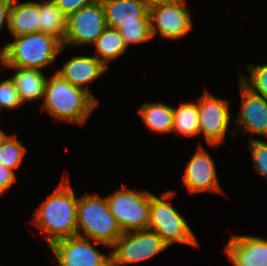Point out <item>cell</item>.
<instances>
[{
	"instance_id": "obj_1",
	"label": "cell",
	"mask_w": 267,
	"mask_h": 266,
	"mask_svg": "<svg viewBox=\"0 0 267 266\" xmlns=\"http://www.w3.org/2000/svg\"><path fill=\"white\" fill-rule=\"evenodd\" d=\"M77 206L74 190L68 179H63L34 211L33 223L42 230L40 232L49 246L57 240L77 235Z\"/></svg>"
},
{
	"instance_id": "obj_2",
	"label": "cell",
	"mask_w": 267,
	"mask_h": 266,
	"mask_svg": "<svg viewBox=\"0 0 267 266\" xmlns=\"http://www.w3.org/2000/svg\"><path fill=\"white\" fill-rule=\"evenodd\" d=\"M98 106V100L85 89L71 85L57 72L45 85L44 109L55 121L84 124L93 110Z\"/></svg>"
},
{
	"instance_id": "obj_3",
	"label": "cell",
	"mask_w": 267,
	"mask_h": 266,
	"mask_svg": "<svg viewBox=\"0 0 267 266\" xmlns=\"http://www.w3.org/2000/svg\"><path fill=\"white\" fill-rule=\"evenodd\" d=\"M64 50L62 41L42 32L15 36V40L1 47L4 66L41 70L54 63Z\"/></svg>"
},
{
	"instance_id": "obj_4",
	"label": "cell",
	"mask_w": 267,
	"mask_h": 266,
	"mask_svg": "<svg viewBox=\"0 0 267 266\" xmlns=\"http://www.w3.org/2000/svg\"><path fill=\"white\" fill-rule=\"evenodd\" d=\"M84 231V236L79 230ZM77 235L112 247L122 235L114 216L111 214L106 197L85 194L78 199ZM86 236V237H85Z\"/></svg>"
},
{
	"instance_id": "obj_5",
	"label": "cell",
	"mask_w": 267,
	"mask_h": 266,
	"mask_svg": "<svg viewBox=\"0 0 267 266\" xmlns=\"http://www.w3.org/2000/svg\"><path fill=\"white\" fill-rule=\"evenodd\" d=\"M174 195L175 191L169 190L151 197L147 229L156 232L169 247L175 242L200 247L184 217L171 205Z\"/></svg>"
},
{
	"instance_id": "obj_6",
	"label": "cell",
	"mask_w": 267,
	"mask_h": 266,
	"mask_svg": "<svg viewBox=\"0 0 267 266\" xmlns=\"http://www.w3.org/2000/svg\"><path fill=\"white\" fill-rule=\"evenodd\" d=\"M153 194L123 187L106 197L108 207L122 233L146 230L149 223V208Z\"/></svg>"
},
{
	"instance_id": "obj_7",
	"label": "cell",
	"mask_w": 267,
	"mask_h": 266,
	"mask_svg": "<svg viewBox=\"0 0 267 266\" xmlns=\"http://www.w3.org/2000/svg\"><path fill=\"white\" fill-rule=\"evenodd\" d=\"M169 246L149 229L124 232L112 246L111 266H124L151 259Z\"/></svg>"
},
{
	"instance_id": "obj_8",
	"label": "cell",
	"mask_w": 267,
	"mask_h": 266,
	"mask_svg": "<svg viewBox=\"0 0 267 266\" xmlns=\"http://www.w3.org/2000/svg\"><path fill=\"white\" fill-rule=\"evenodd\" d=\"M106 28L105 10L102 1L97 0L67 17L63 47L66 48V45L93 46Z\"/></svg>"
},
{
	"instance_id": "obj_9",
	"label": "cell",
	"mask_w": 267,
	"mask_h": 266,
	"mask_svg": "<svg viewBox=\"0 0 267 266\" xmlns=\"http://www.w3.org/2000/svg\"><path fill=\"white\" fill-rule=\"evenodd\" d=\"M228 101L207 90L198 100L199 135L203 134L211 147H217L225 141L231 118Z\"/></svg>"
},
{
	"instance_id": "obj_10",
	"label": "cell",
	"mask_w": 267,
	"mask_h": 266,
	"mask_svg": "<svg viewBox=\"0 0 267 266\" xmlns=\"http://www.w3.org/2000/svg\"><path fill=\"white\" fill-rule=\"evenodd\" d=\"M59 266H111V256L100 253L88 238H63L50 246Z\"/></svg>"
},
{
	"instance_id": "obj_11",
	"label": "cell",
	"mask_w": 267,
	"mask_h": 266,
	"mask_svg": "<svg viewBox=\"0 0 267 266\" xmlns=\"http://www.w3.org/2000/svg\"><path fill=\"white\" fill-rule=\"evenodd\" d=\"M184 3L185 0H176L149 10L152 37L158 32L163 38L174 40L191 31L192 17Z\"/></svg>"
},
{
	"instance_id": "obj_12",
	"label": "cell",
	"mask_w": 267,
	"mask_h": 266,
	"mask_svg": "<svg viewBox=\"0 0 267 266\" xmlns=\"http://www.w3.org/2000/svg\"><path fill=\"white\" fill-rule=\"evenodd\" d=\"M183 184L190 194L208 191L225 195L218 181L215 162L201 145L185 165Z\"/></svg>"
},
{
	"instance_id": "obj_13",
	"label": "cell",
	"mask_w": 267,
	"mask_h": 266,
	"mask_svg": "<svg viewBox=\"0 0 267 266\" xmlns=\"http://www.w3.org/2000/svg\"><path fill=\"white\" fill-rule=\"evenodd\" d=\"M241 108L234 124L242 130L267 137V99L253 93L239 81Z\"/></svg>"
},
{
	"instance_id": "obj_14",
	"label": "cell",
	"mask_w": 267,
	"mask_h": 266,
	"mask_svg": "<svg viewBox=\"0 0 267 266\" xmlns=\"http://www.w3.org/2000/svg\"><path fill=\"white\" fill-rule=\"evenodd\" d=\"M225 252L233 266H267V239L231 235Z\"/></svg>"
},
{
	"instance_id": "obj_15",
	"label": "cell",
	"mask_w": 267,
	"mask_h": 266,
	"mask_svg": "<svg viewBox=\"0 0 267 266\" xmlns=\"http://www.w3.org/2000/svg\"><path fill=\"white\" fill-rule=\"evenodd\" d=\"M107 69L108 67L95 56L75 55L55 72L71 85L83 88L93 96L89 90V84L104 74Z\"/></svg>"
},
{
	"instance_id": "obj_16",
	"label": "cell",
	"mask_w": 267,
	"mask_h": 266,
	"mask_svg": "<svg viewBox=\"0 0 267 266\" xmlns=\"http://www.w3.org/2000/svg\"><path fill=\"white\" fill-rule=\"evenodd\" d=\"M107 27L118 29L122 24L150 19L149 10L142 0H101Z\"/></svg>"
},
{
	"instance_id": "obj_17",
	"label": "cell",
	"mask_w": 267,
	"mask_h": 266,
	"mask_svg": "<svg viewBox=\"0 0 267 266\" xmlns=\"http://www.w3.org/2000/svg\"><path fill=\"white\" fill-rule=\"evenodd\" d=\"M4 68L15 70L11 79L14 82L23 105L26 102H34L44 98L45 85L48 77L41 70L14 66H4Z\"/></svg>"
},
{
	"instance_id": "obj_18",
	"label": "cell",
	"mask_w": 267,
	"mask_h": 266,
	"mask_svg": "<svg viewBox=\"0 0 267 266\" xmlns=\"http://www.w3.org/2000/svg\"><path fill=\"white\" fill-rule=\"evenodd\" d=\"M13 0L9 11L8 29L13 37L39 32V2L17 3Z\"/></svg>"
},
{
	"instance_id": "obj_19",
	"label": "cell",
	"mask_w": 267,
	"mask_h": 266,
	"mask_svg": "<svg viewBox=\"0 0 267 266\" xmlns=\"http://www.w3.org/2000/svg\"><path fill=\"white\" fill-rule=\"evenodd\" d=\"M143 123L157 133H170L173 129V107L161 102L144 103L138 109Z\"/></svg>"
},
{
	"instance_id": "obj_20",
	"label": "cell",
	"mask_w": 267,
	"mask_h": 266,
	"mask_svg": "<svg viewBox=\"0 0 267 266\" xmlns=\"http://www.w3.org/2000/svg\"><path fill=\"white\" fill-rule=\"evenodd\" d=\"M39 32L51 34L62 42L67 30V17L54 0L39 2Z\"/></svg>"
},
{
	"instance_id": "obj_21",
	"label": "cell",
	"mask_w": 267,
	"mask_h": 266,
	"mask_svg": "<svg viewBox=\"0 0 267 266\" xmlns=\"http://www.w3.org/2000/svg\"><path fill=\"white\" fill-rule=\"evenodd\" d=\"M93 45L97 51V55L94 56L108 68V63L122 56L127 49L118 29L110 27L102 32Z\"/></svg>"
},
{
	"instance_id": "obj_22",
	"label": "cell",
	"mask_w": 267,
	"mask_h": 266,
	"mask_svg": "<svg viewBox=\"0 0 267 266\" xmlns=\"http://www.w3.org/2000/svg\"><path fill=\"white\" fill-rule=\"evenodd\" d=\"M177 135L193 137L199 135L198 104L194 102L180 103L179 107L173 108V129Z\"/></svg>"
},
{
	"instance_id": "obj_23",
	"label": "cell",
	"mask_w": 267,
	"mask_h": 266,
	"mask_svg": "<svg viewBox=\"0 0 267 266\" xmlns=\"http://www.w3.org/2000/svg\"><path fill=\"white\" fill-rule=\"evenodd\" d=\"M26 148L15 136H8L0 146V163L11 170L20 167L25 156Z\"/></svg>"
},
{
	"instance_id": "obj_24",
	"label": "cell",
	"mask_w": 267,
	"mask_h": 266,
	"mask_svg": "<svg viewBox=\"0 0 267 266\" xmlns=\"http://www.w3.org/2000/svg\"><path fill=\"white\" fill-rule=\"evenodd\" d=\"M118 31L127 48L130 44H141L153 38L150 19H138V23L122 24Z\"/></svg>"
},
{
	"instance_id": "obj_25",
	"label": "cell",
	"mask_w": 267,
	"mask_h": 266,
	"mask_svg": "<svg viewBox=\"0 0 267 266\" xmlns=\"http://www.w3.org/2000/svg\"><path fill=\"white\" fill-rule=\"evenodd\" d=\"M250 77L239 74V81L250 91L267 99V64L246 65Z\"/></svg>"
},
{
	"instance_id": "obj_26",
	"label": "cell",
	"mask_w": 267,
	"mask_h": 266,
	"mask_svg": "<svg viewBox=\"0 0 267 266\" xmlns=\"http://www.w3.org/2000/svg\"><path fill=\"white\" fill-rule=\"evenodd\" d=\"M248 146L255 171L264 176L267 181V142L250 137Z\"/></svg>"
},
{
	"instance_id": "obj_27",
	"label": "cell",
	"mask_w": 267,
	"mask_h": 266,
	"mask_svg": "<svg viewBox=\"0 0 267 266\" xmlns=\"http://www.w3.org/2000/svg\"><path fill=\"white\" fill-rule=\"evenodd\" d=\"M23 103L11 78L0 82V111L4 109H17Z\"/></svg>"
},
{
	"instance_id": "obj_28",
	"label": "cell",
	"mask_w": 267,
	"mask_h": 266,
	"mask_svg": "<svg viewBox=\"0 0 267 266\" xmlns=\"http://www.w3.org/2000/svg\"><path fill=\"white\" fill-rule=\"evenodd\" d=\"M96 1L97 0H54L57 7L66 15V17Z\"/></svg>"
},
{
	"instance_id": "obj_29",
	"label": "cell",
	"mask_w": 267,
	"mask_h": 266,
	"mask_svg": "<svg viewBox=\"0 0 267 266\" xmlns=\"http://www.w3.org/2000/svg\"><path fill=\"white\" fill-rule=\"evenodd\" d=\"M15 172L9 168L4 167L0 163V195L8 190L12 184L17 180Z\"/></svg>"
},
{
	"instance_id": "obj_30",
	"label": "cell",
	"mask_w": 267,
	"mask_h": 266,
	"mask_svg": "<svg viewBox=\"0 0 267 266\" xmlns=\"http://www.w3.org/2000/svg\"><path fill=\"white\" fill-rule=\"evenodd\" d=\"M13 0H0V31L4 25L7 23V28L9 26V11Z\"/></svg>"
},
{
	"instance_id": "obj_31",
	"label": "cell",
	"mask_w": 267,
	"mask_h": 266,
	"mask_svg": "<svg viewBox=\"0 0 267 266\" xmlns=\"http://www.w3.org/2000/svg\"><path fill=\"white\" fill-rule=\"evenodd\" d=\"M142 1L144 2L147 9L150 10L151 8L161 6L164 4H168V3L174 2L176 0H142Z\"/></svg>"
},
{
	"instance_id": "obj_32",
	"label": "cell",
	"mask_w": 267,
	"mask_h": 266,
	"mask_svg": "<svg viewBox=\"0 0 267 266\" xmlns=\"http://www.w3.org/2000/svg\"><path fill=\"white\" fill-rule=\"evenodd\" d=\"M7 134H5L1 129H0V146L3 144V142L7 139Z\"/></svg>"
},
{
	"instance_id": "obj_33",
	"label": "cell",
	"mask_w": 267,
	"mask_h": 266,
	"mask_svg": "<svg viewBox=\"0 0 267 266\" xmlns=\"http://www.w3.org/2000/svg\"><path fill=\"white\" fill-rule=\"evenodd\" d=\"M0 65L4 67V61L1 53H0Z\"/></svg>"
}]
</instances>
